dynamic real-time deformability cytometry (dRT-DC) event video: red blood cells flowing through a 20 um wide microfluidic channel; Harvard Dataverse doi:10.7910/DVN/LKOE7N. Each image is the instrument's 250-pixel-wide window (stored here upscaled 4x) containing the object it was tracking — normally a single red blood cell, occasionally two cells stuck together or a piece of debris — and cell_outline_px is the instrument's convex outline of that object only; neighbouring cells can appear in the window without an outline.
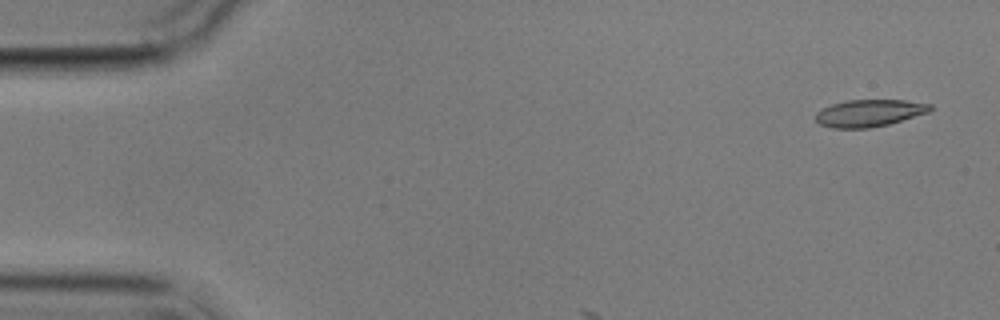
{"species": "common noctule bat (a hibernating species)", "species_latin": "Nyctalus noctula", "temperature_condition": "cold", "stored_images_in_passage": 3, "camera_frame_rate_fps": 3000, "um_per_image_px": 0.085, "animal": {"sex": "male", "body_mass_g": 17.9}, "frame": {"image": 1, "passage_image": 1, "time_ms": 0.0, "image_size_px": [1000, 320], "cell_outline_px": [[932, 108], [928, 112], [888, 124], [868, 128], [832, 128], [820, 124], [816, 120], [816, 112], [832, 104], [848, 100], [904, 100], [932, 104]], "centroid_in_image_um": [73.88, 9.61], "position_along_channel_um": 11.1, "area_um2": 17.86}}